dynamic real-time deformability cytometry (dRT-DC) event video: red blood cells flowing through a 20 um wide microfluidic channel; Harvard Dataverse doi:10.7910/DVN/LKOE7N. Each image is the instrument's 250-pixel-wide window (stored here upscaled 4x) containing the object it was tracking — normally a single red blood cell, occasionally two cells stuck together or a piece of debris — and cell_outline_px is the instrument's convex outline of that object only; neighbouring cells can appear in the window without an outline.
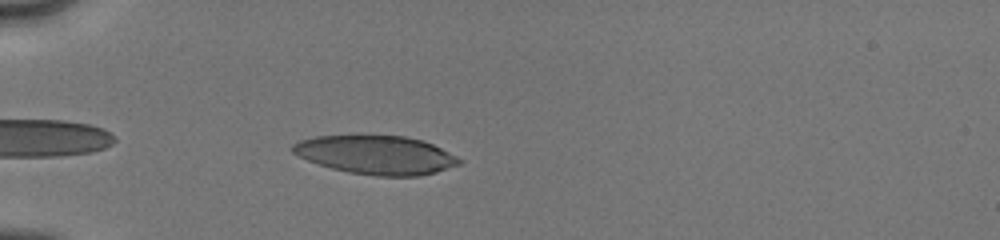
{"species": "human", "species_latin": "Homo sapiens", "temperature_condition": "cold", "stored_images_in_passage": 14, "camera_frame_rate_fps": 3000, "um_per_image_px": 0.085, "donor": {"sex": "male"}, "frame": {"image": 1, "passage_image": 1, "time_ms": 0.0, "image_size_px": [1000, 240], "cell_outline_px": [[464, 160], [460, 164], [436, 172], [416, 176], [376, 176], [348, 172], [332, 168], [308, 160], [292, 152], [292, 144], [300, 140], [316, 136], [404, 136], [420, 140], [432, 144]], "centroid_in_image_um": [31.98, 13.17], "position_along_channel_um": 53.0, "area_um2": 37.11}}
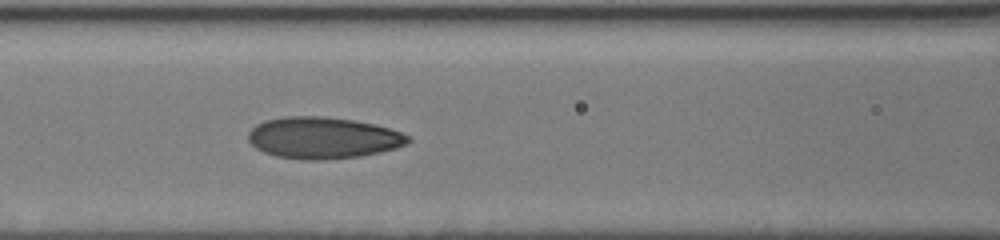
{"frame": {"image": 2, "passage_image": 7, "time_ms": 2.667, "image_size_px": [1000, 240], "cell_outline_px": [[412, 140], [408, 144], [396, 148], [380, 152], [360, 156], [324, 160], [304, 160], [276, 156], [264, 152], [256, 148], [248, 140], [248, 132], [256, 124], [264, 120], [284, 116], [324, 116], [356, 120], [388, 128], [412, 136]], "centroid_in_image_um": [27.46, 11.71], "position_along_channel_um": 139.1, "area_um2": 39.02}}
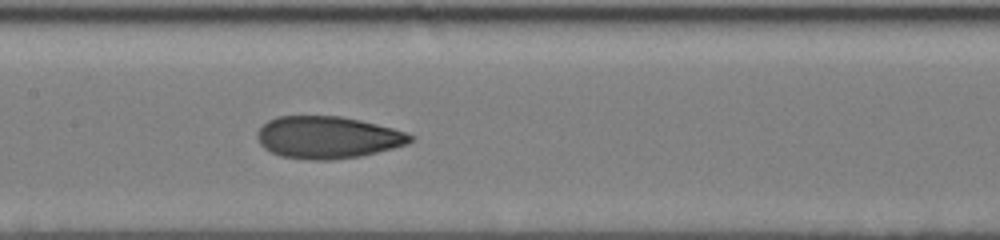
{"frame": {"image": 3, "passage_image": 11, "time_ms": 3.667, "image_size_px": [1000, 240], "cell_outline_px": [[416, 136], [408, 144], [360, 156], [328, 160], [308, 160], [280, 156], [264, 148], [260, 144], [256, 136], [256, 132], [268, 120], [276, 116], [340, 116], [360, 120], [408, 132]], "centroid_in_image_um": [27.84, 11.67], "position_along_channel_um": 179.6, "area_um2": 37.69}}